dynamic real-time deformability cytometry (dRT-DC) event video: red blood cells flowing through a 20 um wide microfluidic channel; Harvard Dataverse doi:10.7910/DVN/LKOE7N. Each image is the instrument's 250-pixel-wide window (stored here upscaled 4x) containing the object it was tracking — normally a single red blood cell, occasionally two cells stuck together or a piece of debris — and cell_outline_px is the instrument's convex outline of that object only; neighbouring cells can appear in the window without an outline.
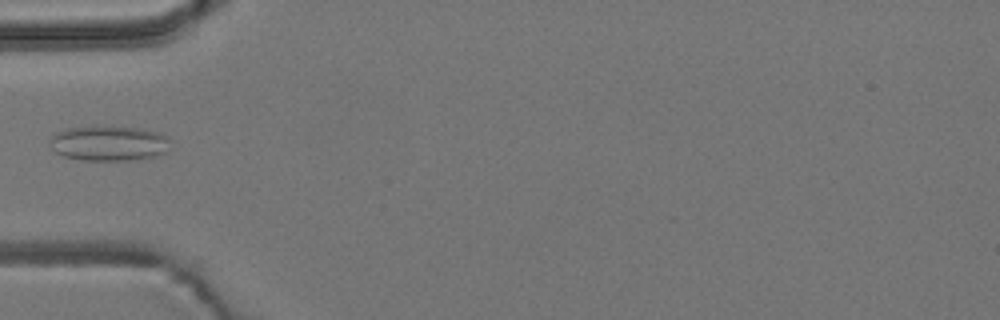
{"species": "common noctule bat (a hibernating species)", "species_latin": "Nyctalus noctula", "temperature_condition": "room temperature", "stored_images_in_passage": 3, "camera_frame_rate_fps": 3000, "um_per_image_px": 0.085, "animal": {"sex": "male", "body_mass_g": 19.2, "forearm_length_mm": 51.8}, "frame": {"image": 1, "passage_image": 3, "time_ms": 2.333, "image_size_px": [1000, 320], "cell_outline_px": [[168, 152], [156, 156], [128, 160], [84, 160], [64, 156], [56, 152], [52, 148], [48, 140], [56, 132], [68, 128], [136, 128], [160, 132], [168, 136]], "centroid_in_image_um": [9.27, 12.2], "position_along_channel_um": 75.7, "area_um2": 24.1}}